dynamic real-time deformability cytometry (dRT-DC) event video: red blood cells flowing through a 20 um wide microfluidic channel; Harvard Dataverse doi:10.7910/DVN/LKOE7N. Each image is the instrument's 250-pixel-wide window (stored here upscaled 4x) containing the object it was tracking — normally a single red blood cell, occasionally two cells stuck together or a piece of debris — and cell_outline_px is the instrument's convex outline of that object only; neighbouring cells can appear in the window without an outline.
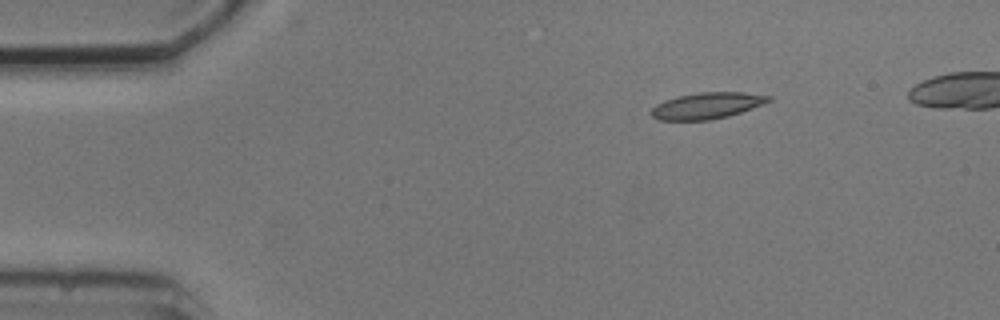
{"species": "common noctule bat (a hibernating species)", "species_latin": "Nyctalus noctula", "temperature_condition": "cold", "stored_images_in_passage": 5, "camera_frame_rate_fps": 3000, "um_per_image_px": 0.085, "animal": {"sex": "male", "body_mass_g": 20.5, "forearm_length_mm": 52.5}, "frame": {"image": 1, "passage_image": 2, "time_ms": 2.333, "image_size_px": [1000, 320], "cell_outline_px": [[772, 100], [740, 112], [728, 116], [708, 120], [656, 120], [648, 112], [656, 104], [664, 100], [676, 96], [700, 92], [744, 92], [772, 96]], "centroid_in_image_um": [60.04, 8.97], "position_along_channel_um": 25.0, "area_um2": 18.03}}